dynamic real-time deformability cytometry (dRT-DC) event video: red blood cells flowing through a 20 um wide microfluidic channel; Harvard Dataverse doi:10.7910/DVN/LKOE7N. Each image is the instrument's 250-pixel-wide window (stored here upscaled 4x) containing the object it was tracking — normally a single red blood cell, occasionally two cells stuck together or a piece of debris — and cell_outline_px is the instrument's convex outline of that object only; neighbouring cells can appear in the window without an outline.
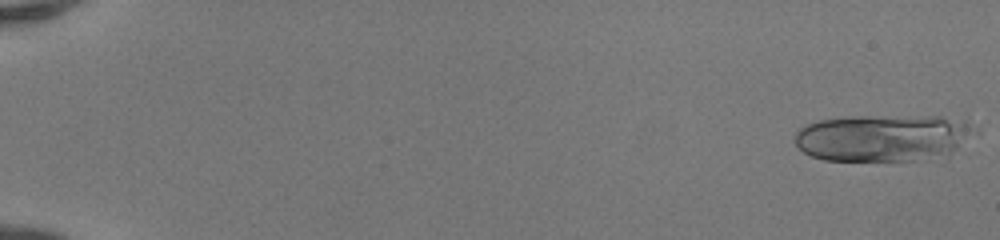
{"species": "human", "species_latin": "Homo sapiens", "temperature_condition": "room temperature", "stored_images_in_passage": 51, "camera_frame_rate_fps": 3000, "um_per_image_px": 0.085, "donor": {"sex": "female"}, "frame": {"image": 1, "passage_image": 1, "time_ms": 0.0, "image_size_px": [1000, 240], "cell_outline_px": [[972, 128], [948, 156], [912, 160], [824, 160], [812, 156], [804, 152], [796, 144], [796, 132], [800, 128], [808, 124], [820, 120], [852, 116], [940, 116], [964, 120]], "centroid_in_image_um": [74.97, 11.7], "position_along_channel_um": 10.0, "area_um2": 48.32}}
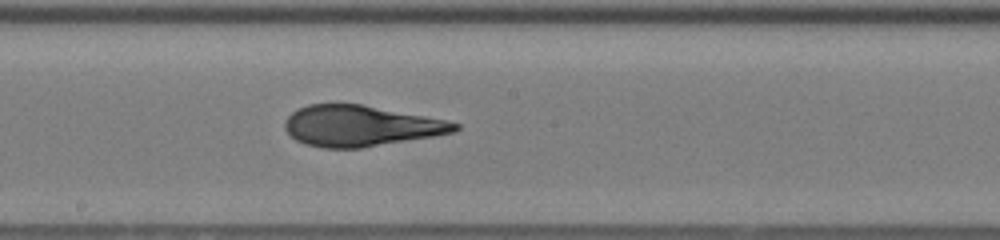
{"frame": {"image": 2, "passage_image": 30, "time_ms": 9.667, "image_size_px": [1000, 240], "cell_outline_px": [[460, 128], [456, 132], [360, 148], [324, 148], [304, 144], [296, 140], [284, 128], [284, 120], [292, 112], [308, 104], [360, 104], [448, 120], [460, 124]], "centroid_in_image_um": [30.64, 10.7], "position_along_channel_um": 217.6, "area_um2": 40.23}}
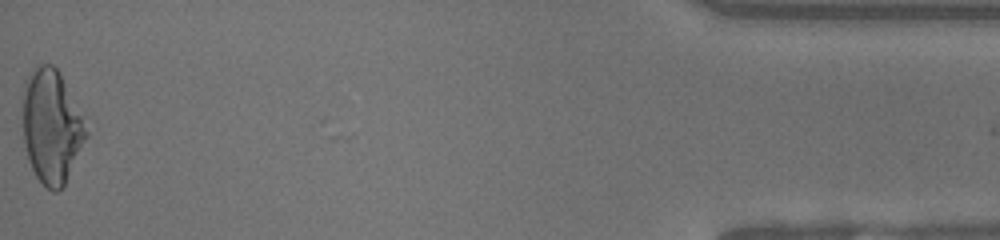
{"frame": {"image": 3, "passage_image": 51, "time_ms": 16.667, "image_size_px": [1000, 240], "cell_outline_px": [[88, 136], [64, 184], [56, 192], [52, 192], [36, 176], [28, 160], [24, 144], [24, 80], [32, 68], [36, 64], [52, 64], [60, 72], [88, 132]], "centroid_in_image_um": [4.36, 10.73], "position_along_channel_um": 430.8, "area_um2": 41.38}, "authors_computed_cell_mechanics": {"area_um2": 41.0958, "velocity_mm_per_s": 4.174, "shape_relaxation_time_tau1_ms": 8.8716, "shape_relaxation_time_tau2_ms": 0.9617, "deformation_change_tau1": 0.3568, "deformation_change_tau2": 0.0703}}